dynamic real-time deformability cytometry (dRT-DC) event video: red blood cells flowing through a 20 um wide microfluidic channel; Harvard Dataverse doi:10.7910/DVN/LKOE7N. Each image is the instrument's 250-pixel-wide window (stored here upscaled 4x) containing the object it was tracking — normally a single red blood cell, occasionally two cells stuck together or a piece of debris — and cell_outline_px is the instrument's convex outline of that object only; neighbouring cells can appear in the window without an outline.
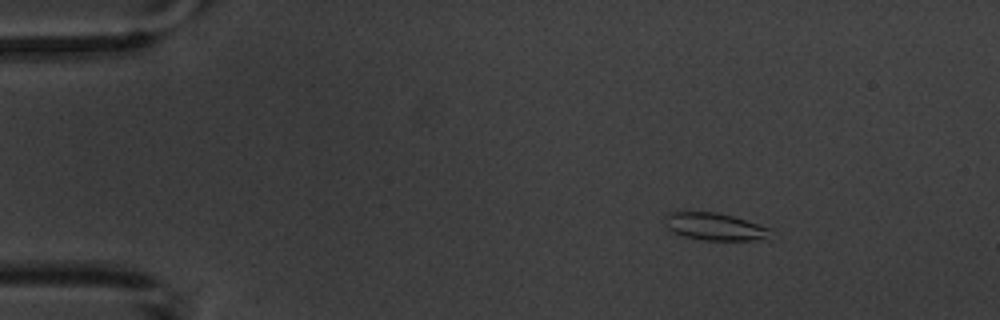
{"species": "common noctule bat (a hibernating species)", "species_latin": "Nyctalus noctula", "temperature_condition": "warm", "stored_images_in_passage": 6, "camera_frame_rate_fps": 3000, "um_per_image_px": 0.085, "animal": {"sex": "male", "body_mass_g": 20.1, "forearm_length_mm": 53.5}, "frame": {"image": 1, "passage_image": 2, "time_ms": 1.0, "image_size_px": [1000, 320], "cell_outline_px": [[772, 228], [764, 236], [752, 240], [704, 240], [684, 236], [672, 232], [664, 224], [664, 216], [668, 212], [716, 212], [732, 216]], "centroid_in_image_um": [60.64, 19.24], "position_along_channel_um": 24.4, "area_um2": 16.53}}
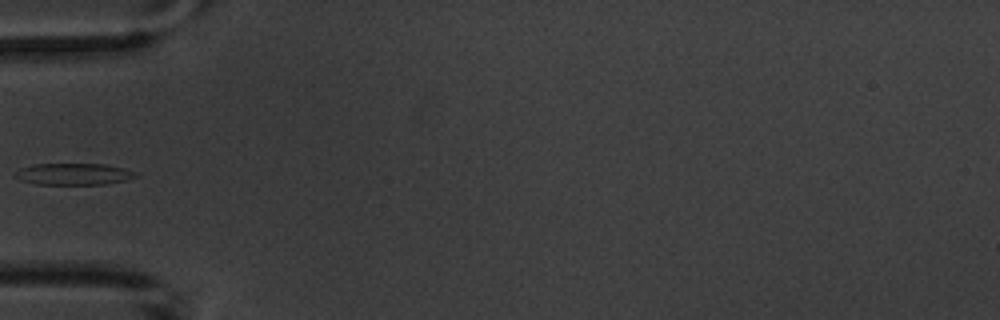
{"frame": {"image": 2, "passage_image": 5, "time_ms": 4.667, "image_size_px": [1000, 320], "cell_outline_px": [[140, 176], [128, 180], [104, 184], [36, 184], [20, 180], [12, 172], [20, 168], [32, 164], [104, 164], [124, 168], [136, 172]], "centroid_in_image_um": [6.27, 14.79], "position_along_channel_um": 78.7, "area_um2": 15.32}}